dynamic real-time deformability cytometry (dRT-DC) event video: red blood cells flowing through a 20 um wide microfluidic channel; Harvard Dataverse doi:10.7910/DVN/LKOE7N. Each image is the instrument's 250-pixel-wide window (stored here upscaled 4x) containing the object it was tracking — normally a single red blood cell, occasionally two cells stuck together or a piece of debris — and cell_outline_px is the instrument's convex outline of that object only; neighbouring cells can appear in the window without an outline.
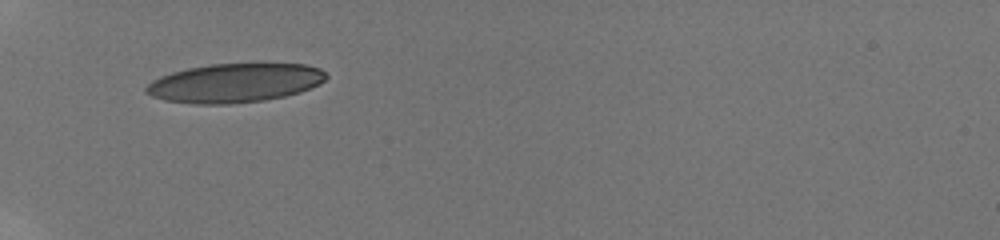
{"species": "human", "species_latin": "Homo sapiens", "temperature_condition": "room temperature", "stored_images_in_passage": 21, "camera_frame_rate_fps": 3000, "um_per_image_px": 0.085, "donor": {"sex": "male"}, "frame": {"image": 1, "passage_image": 1, "time_ms": 0.0, "image_size_px": [1000, 240], "cell_outline_px": [[328, 76], [320, 84], [300, 92], [284, 96], [264, 100], [228, 104], [196, 104], [164, 100], [152, 96], [144, 92], [144, 88], [152, 80], [160, 76], [172, 72], [188, 68], [212, 64], [308, 64], [320, 68]], "centroid_in_image_um": [19.94, 7.05], "position_along_channel_um": 65.1, "area_um2": 40.86}}
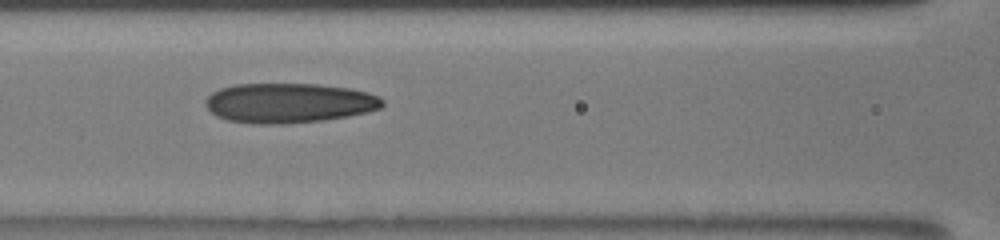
{"frame": {"image": 2, "passage_image": 14, "time_ms": 2.333, "image_size_px": [1000, 240], "cell_outline_px": [[384, 104], [380, 108], [348, 116], [324, 120], [284, 124], [252, 124], [228, 120], [216, 116], [204, 104], [204, 100], [212, 92], [220, 88], [236, 84], [316, 84], [348, 88], [368, 92], [380, 96], [384, 100]], "centroid_in_image_um": [24.54, 8.75], "position_along_channel_um": 142.1, "area_um2": 41.15}}
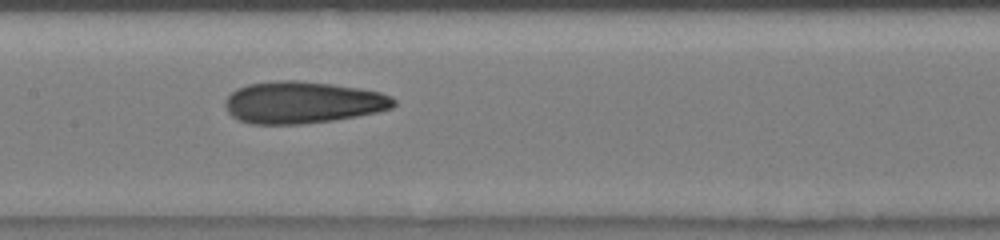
{"frame": {"image": 3, "passage_image": 20, "time_ms": 3.333, "image_size_px": [1000, 240], "cell_outline_px": [[396, 104], [392, 108], [376, 112], [356, 116], [332, 120], [300, 124], [252, 124], [240, 120], [232, 116], [228, 112], [224, 104], [224, 100], [236, 88], [248, 84], [276, 80], [296, 80], [332, 84], [360, 88], [380, 92], [392, 96], [396, 100]], "centroid_in_image_um": [25.72, 8.7], "position_along_channel_um": 181.7, "area_um2": 41.27}}